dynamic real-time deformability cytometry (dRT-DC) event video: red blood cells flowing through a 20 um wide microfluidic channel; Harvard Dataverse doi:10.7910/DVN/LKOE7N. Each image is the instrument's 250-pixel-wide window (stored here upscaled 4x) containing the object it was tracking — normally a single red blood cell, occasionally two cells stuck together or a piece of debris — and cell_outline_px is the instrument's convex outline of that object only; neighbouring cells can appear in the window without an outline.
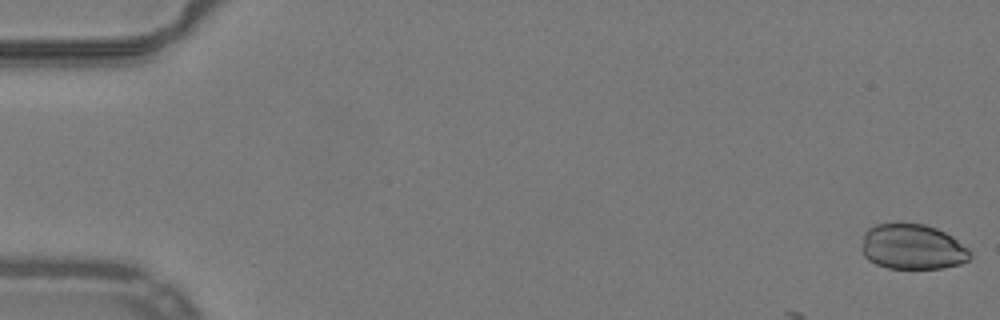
{"species": "common noctule bat (a hibernating species)", "species_latin": "Nyctalus noctula", "temperature_condition": "warm", "stored_images_in_passage": 4, "camera_frame_rate_fps": 3000, "um_per_image_px": 0.085, "animal": {"sex": "male", "body_mass_g": 19.2, "forearm_length_mm": 51.8}, "frame": {"image": 1, "passage_image": 1, "time_ms": 0.0, "image_size_px": [1000, 320], "cell_outline_px": [[972, 256], [968, 260], [960, 264], [944, 268], [888, 268], [876, 264], [868, 260], [864, 256], [860, 248], [864, 232], [868, 228], [876, 224], [924, 224], [936, 228], [952, 236], [968, 248], [972, 252]], "centroid_in_image_um": [77.55, 20.99], "position_along_channel_um": 7.5, "area_um2": 28.78}}